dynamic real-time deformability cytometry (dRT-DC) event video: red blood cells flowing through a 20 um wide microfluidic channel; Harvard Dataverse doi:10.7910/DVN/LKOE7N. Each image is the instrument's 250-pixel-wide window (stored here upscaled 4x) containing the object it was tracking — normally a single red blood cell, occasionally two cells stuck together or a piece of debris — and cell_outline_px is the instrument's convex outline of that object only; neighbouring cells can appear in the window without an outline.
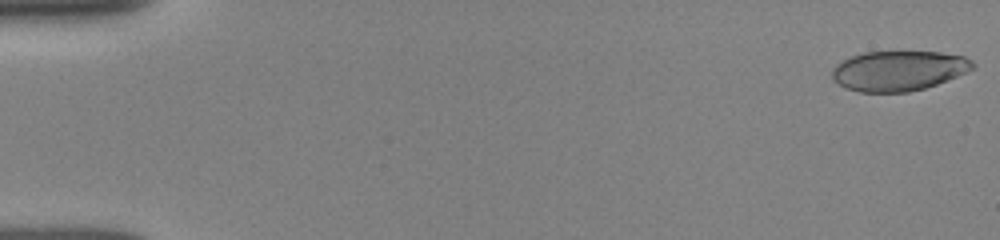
{"species": "human", "species_latin": "Homo sapiens", "temperature_condition": "room temperature", "stored_images_in_passage": 52, "camera_frame_rate_fps": 3000, "um_per_image_px": 0.085, "donor": {"sex": "female"}, "frame": {"image": 1, "passage_image": 1, "time_ms": 0.0, "image_size_px": [1000, 240], "cell_outline_px": [[976, 64], [972, 68], [956, 76], [936, 84], [924, 88], [908, 92], [860, 92], [848, 88], [832, 80], [832, 68], [836, 64], [852, 56], [864, 52], [940, 52], [964, 56], [972, 60]], "centroid_in_image_um": [76.36, 6.01], "position_along_channel_um": 8.6, "area_um2": 32.48}}
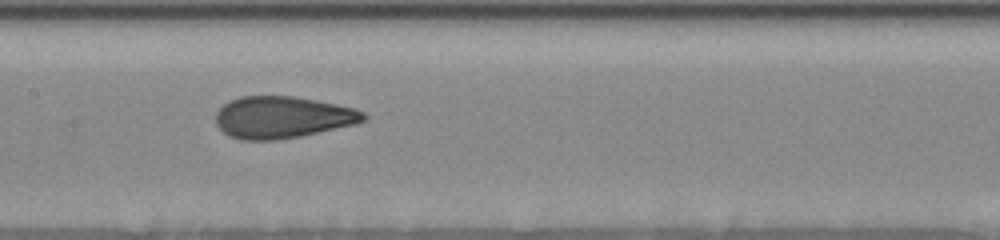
{"frame": {"image": 2, "passage_image": 26, "time_ms": 8.333, "image_size_px": [1000, 240], "cell_outline_px": [[368, 116], [364, 120], [356, 124], [300, 136], [276, 140], [240, 140], [228, 136], [216, 124], [216, 112], [224, 104], [240, 96], [292, 96], [316, 100], [336, 104], [352, 108], [364, 112]], "centroid_in_image_um": [23.99, 9.97], "position_along_channel_um": 183.4, "area_um2": 35.95}}
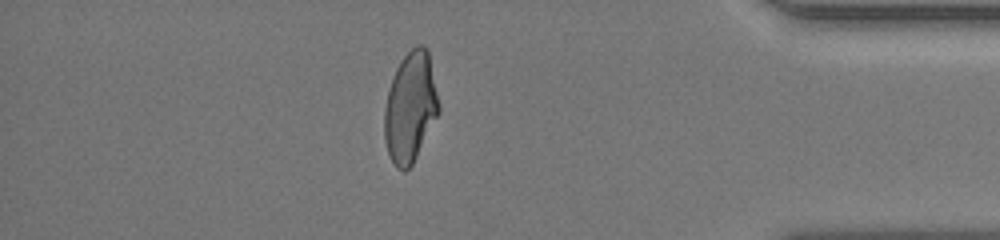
{"frame": {"image": 3, "passage_image": 45, "time_ms": 14.667, "image_size_px": [1000, 240], "cell_outline_px": [[440, 112], [412, 164], [404, 172], [396, 168], [388, 152], [384, 136], [384, 108], [392, 76], [400, 60], [416, 44], [424, 44], [428, 48], [440, 104]], "centroid_in_image_um": [34.89, 9.08], "position_along_channel_um": 400.3, "area_um2": 35.14}, "authors_computed_cell_mechanics": {"area_um2": 35.1713, "velocity_mm_per_s": 3.9109, "shape_relaxation_time_tau1_ms": 10.1653, "shape_relaxation_time_tau2_ms": 1.0216, "deformation_change_tau1": 0.2698, "deformation_change_tau2": 0.0809}}